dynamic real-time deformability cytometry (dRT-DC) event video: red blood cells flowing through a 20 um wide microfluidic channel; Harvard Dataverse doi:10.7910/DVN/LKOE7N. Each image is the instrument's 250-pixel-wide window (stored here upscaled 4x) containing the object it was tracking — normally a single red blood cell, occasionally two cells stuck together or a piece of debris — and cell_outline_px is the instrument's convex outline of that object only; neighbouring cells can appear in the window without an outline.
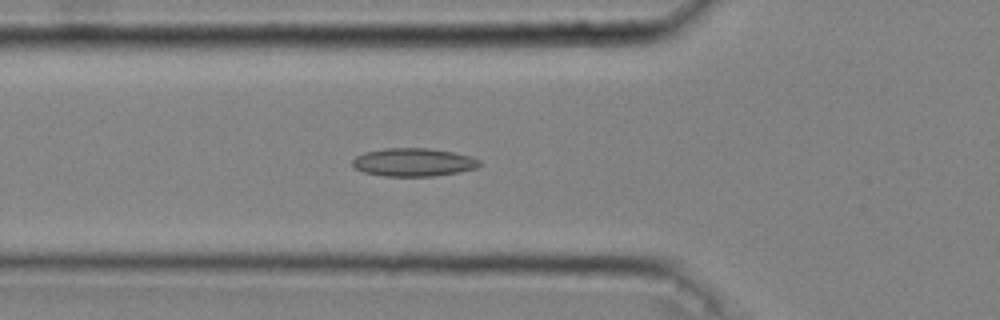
{"species": "common noctule bat (a hibernating species)", "species_latin": "Nyctalus noctula", "temperature_condition": "cold", "stored_images_in_passage": 46, "camera_frame_rate_fps": 3000, "um_per_image_px": 0.085, "animal": {"sex": "male", "body_mass_g": 20.4}, "frame": {"image": 1, "passage_image": 16, "time_ms": 5.0, "image_size_px": [1000, 320], "cell_outline_px": [[480, 164], [476, 168], [460, 172], [432, 176], [384, 176], [364, 172], [356, 168], [352, 164], [352, 160], [356, 156], [364, 152], [384, 148], [428, 148], [452, 152], [472, 156], [480, 160]], "centroid_in_image_um": [35.14, 13.79], "position_along_channel_um": 90.7, "area_um2": 20.87}}
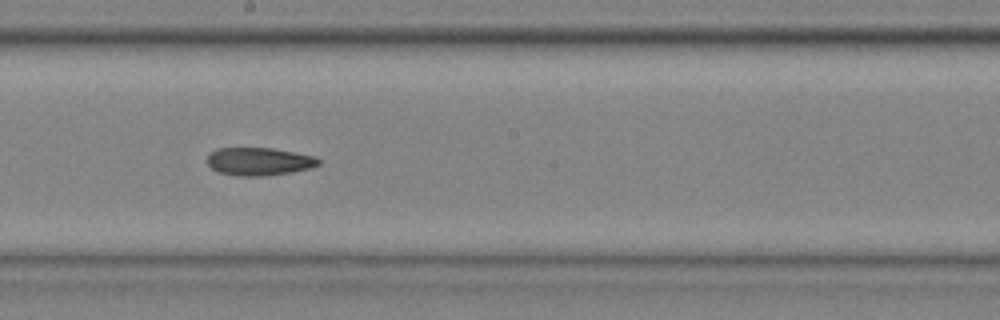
{"frame": {"image": 2, "passage_image": 26, "time_ms": 8.333, "image_size_px": [1000, 320], "cell_outline_px": [[320, 164], [308, 168], [292, 172], [260, 176], [236, 176], [220, 172], [212, 168], [208, 164], [208, 156], [216, 148], [272, 148], [316, 156], [320, 160]], "centroid_in_image_um": [22.03, 13.72], "position_along_channel_um": 226.2, "area_um2": 17.98}}
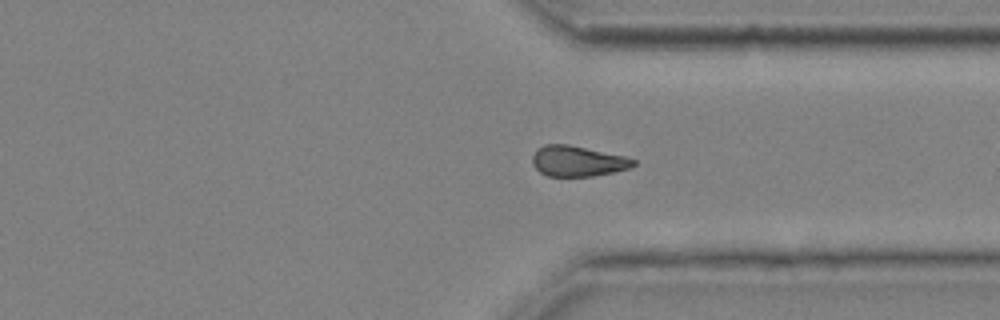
{"frame": {"image": 3, "passage_image": 36, "time_ms": 11.667, "image_size_px": [1000, 320], "cell_outline_px": [[636, 164], [632, 168], [592, 176], [548, 176], [540, 172], [532, 164], [532, 156], [536, 148], [544, 144], [568, 144], [624, 156], [636, 160]], "centroid_in_image_um": [49.08, 13.69], "position_along_channel_um": 362.3, "area_um2": 18.03}, "authors_computed_cell_mechanics": {"area_um2": 19.0162, "velocity_mm_per_s": 4.058, "shape_relaxation_time_tau1_ms": null, "shape_relaxation_time_tau2_ms": 9.8803, "deformation_change_tau1": null, "deformation_change_tau2": 0.1538}}